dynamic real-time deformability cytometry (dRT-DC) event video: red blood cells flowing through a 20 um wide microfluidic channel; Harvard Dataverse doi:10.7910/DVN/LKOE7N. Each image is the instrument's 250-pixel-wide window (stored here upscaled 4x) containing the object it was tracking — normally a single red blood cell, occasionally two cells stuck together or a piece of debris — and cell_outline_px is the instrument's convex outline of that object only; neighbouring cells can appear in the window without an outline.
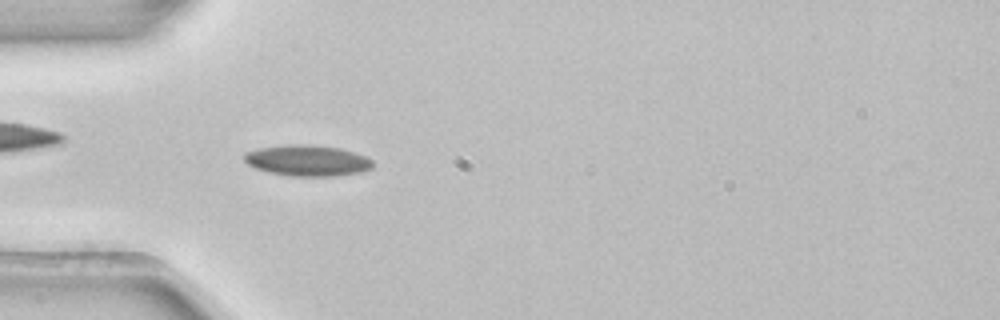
{"species": "common noctule bat (a hibernating species)", "species_latin": "Nyctalus noctula", "temperature_condition": "room temperature", "stored_images_in_passage": 5, "camera_frame_rate_fps": 3000, "um_per_image_px": 0.085, "animal": {"sex": "female", "body_mass_g": 22.7, "forearm_length_mm": 54.2}, "frame": {"image": 1, "passage_image": 5, "time_ms": 1.333, "image_size_px": [1000, 320], "cell_outline_px": [[372, 168], [360, 172], [336, 176], [292, 176], [268, 172], [256, 168], [248, 164], [244, 160], [244, 152], [260, 148], [288, 144], [308, 144], [340, 148], [356, 152], [372, 160]], "centroid_in_image_um": [26.13, 13.64], "position_along_channel_um": 58.9, "area_um2": 23.24}}